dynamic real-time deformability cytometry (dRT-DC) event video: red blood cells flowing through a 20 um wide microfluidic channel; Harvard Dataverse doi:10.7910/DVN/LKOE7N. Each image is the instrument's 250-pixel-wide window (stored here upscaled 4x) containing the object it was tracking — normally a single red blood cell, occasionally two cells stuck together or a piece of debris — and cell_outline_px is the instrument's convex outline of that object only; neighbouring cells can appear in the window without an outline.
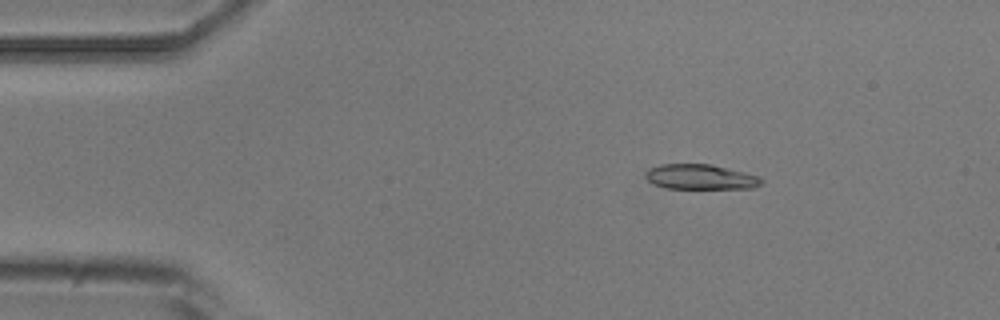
{"species": "common noctule bat (a hibernating species)", "species_latin": "Nyctalus noctula", "temperature_condition": "room temperature", "stored_images_in_passage": 3, "camera_frame_rate_fps": 3000, "um_per_image_px": 0.085, "animal": {"sex": "male", "body_mass_g": 20.5, "forearm_length_mm": 52.5}, "frame": {"image": 1, "passage_image": 1, "time_ms": 0.0, "image_size_px": [1000, 320], "cell_outline_px": [[764, 180], [760, 184], [752, 188], [664, 188], [652, 184], [644, 176], [644, 172], [648, 168], [660, 164], [708, 164], [744, 172], [760, 176]], "centroid_in_image_um": [59.48, 15.04], "position_along_channel_um": 25.5, "area_um2": 16.94}}